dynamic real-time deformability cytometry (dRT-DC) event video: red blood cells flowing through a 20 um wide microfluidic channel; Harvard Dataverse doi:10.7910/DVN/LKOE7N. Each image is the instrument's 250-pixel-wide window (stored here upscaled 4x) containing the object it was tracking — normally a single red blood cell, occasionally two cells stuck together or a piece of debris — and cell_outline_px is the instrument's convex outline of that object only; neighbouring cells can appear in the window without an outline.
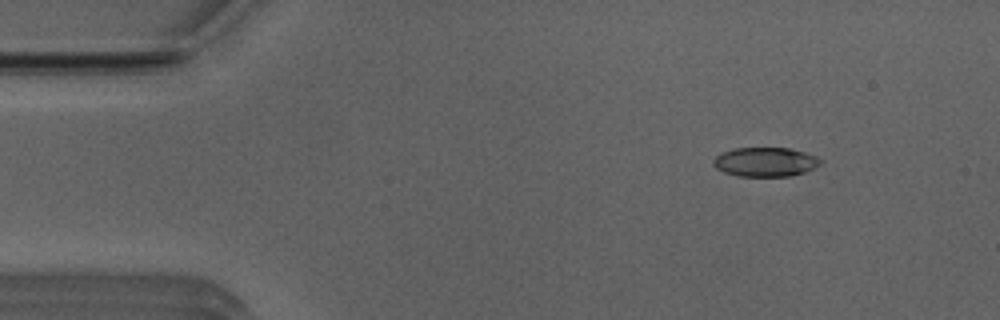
{"species": "Egyptian fruit bat (a non-hibernating species)", "species_latin": "Rousettus aegyptiacus", "temperature_condition": "room temperature", "stored_images_in_passage": 51, "camera_frame_rate_fps": 3000, "um_per_image_px": 0.085, "animal": {"sex": "male"}, "frame": {"image": 1, "passage_image": 6, "time_ms": 1.667, "image_size_px": [1000, 320], "cell_outline_px": [[824, 160], [820, 164], [804, 172], [788, 176], [736, 176], [724, 172], [716, 168], [712, 164], [712, 160], [720, 152], [736, 148], [788, 148], [804, 152], [816, 156]], "centroid_in_image_um": [65.02, 13.76], "position_along_channel_um": 20.0, "area_um2": 18.26}}
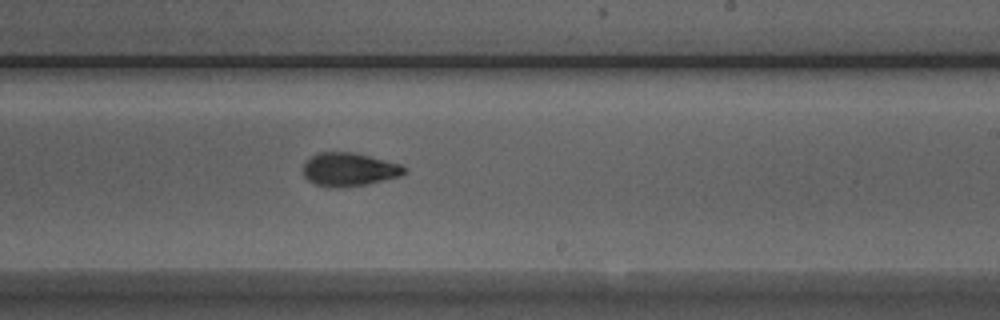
{"frame": {"image": 2, "passage_image": 30, "time_ms": 9.667, "image_size_px": [1000, 320], "cell_outline_px": [[408, 168], [400, 176], [368, 184], [340, 188], [328, 188], [312, 184], [304, 176], [304, 160], [320, 152], [356, 152], [400, 164]], "centroid_in_image_um": [29.65, 14.41], "position_along_channel_um": 259.4, "area_um2": 20.0}}
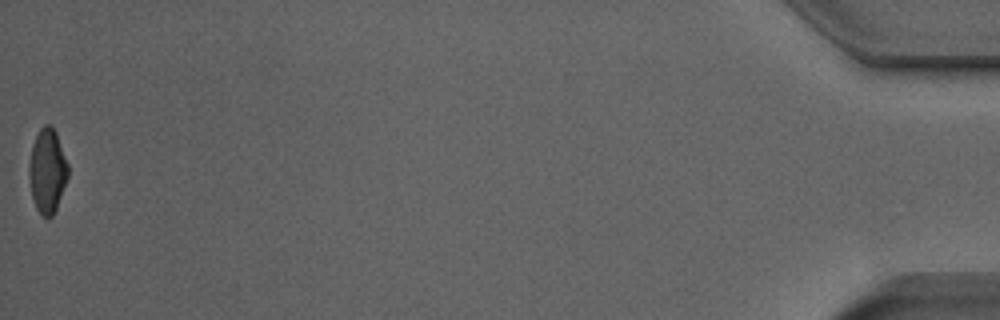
{"frame": {"image": 3, "passage_image": 51, "time_ms": 16.667, "image_size_px": [1000, 320], "cell_outline_px": [[68, 176], [56, 208], [52, 216], [48, 220], [36, 208], [32, 196], [28, 176], [28, 172], [32, 144], [40, 128], [44, 124], [52, 124], [56, 132], [68, 164]], "centroid_in_image_um": [4.02, 14.5], "position_along_channel_um": 431.2, "area_um2": 19.07}, "authors_computed_cell_mechanics": {"area_um2": 19.5364, "velocity_mm_per_s": 3.9902, "shape_relaxation_time_tau1_ms": 5.5927, "shape_relaxation_time_tau2_ms": 2.6634, "deformation_change_tau1": 0.194, "deformation_change_tau2": 0.0892}}